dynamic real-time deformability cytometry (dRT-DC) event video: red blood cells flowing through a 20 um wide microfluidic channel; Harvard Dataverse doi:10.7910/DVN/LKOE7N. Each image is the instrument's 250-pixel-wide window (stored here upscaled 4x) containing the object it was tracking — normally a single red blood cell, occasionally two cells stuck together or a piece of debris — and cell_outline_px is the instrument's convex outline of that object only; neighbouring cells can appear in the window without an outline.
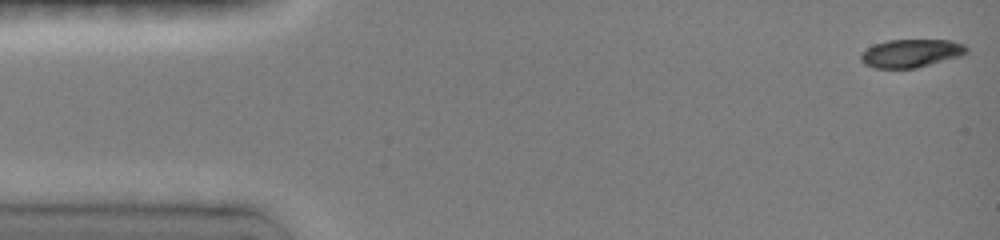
{"species": "common noctule bat (a hibernating species)", "species_latin": "Nyctalus noctula", "temperature_condition": "room temperature", "stored_images_in_passage": 50, "camera_frame_rate_fps": 3000, "um_per_image_px": 0.085, "animal": {"sex": "female", "body_mass_g": 19.0, "forearm_length_mm": 51.5}, "frame": {"image": 1, "passage_image": 1, "time_ms": 0.0, "image_size_px": [1000, 240], "cell_outline_px": [[968, 52], [964, 56], [916, 68], [876, 68], [864, 64], [860, 60], [860, 52], [876, 44], [888, 40], [948, 40], [964, 44], [968, 48]], "centroid_in_image_um": [77.47, 4.53], "position_along_channel_um": 7.5, "area_um2": 17.51}}
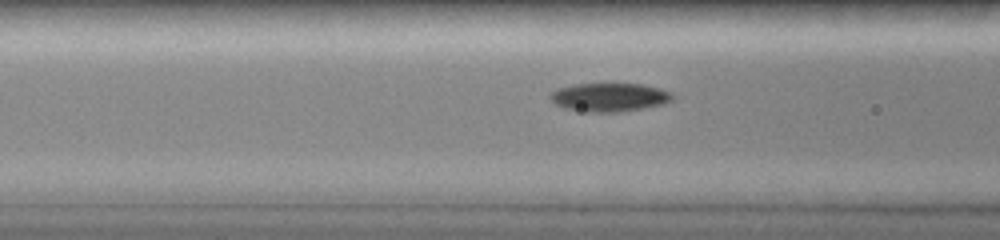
{"frame": {"image": 2, "passage_image": 17, "time_ms": 5.667, "image_size_px": [1000, 240], "cell_outline_px": [[672, 100], [664, 104], [644, 108], [620, 112], [584, 112], [564, 108], [556, 104], [552, 100], [552, 92], [560, 88], [576, 84], [640, 84], [660, 88], [668, 92], [672, 96]], "centroid_in_image_um": [51.82, 8.28], "position_along_channel_um": 114.8, "area_um2": 20.06}}
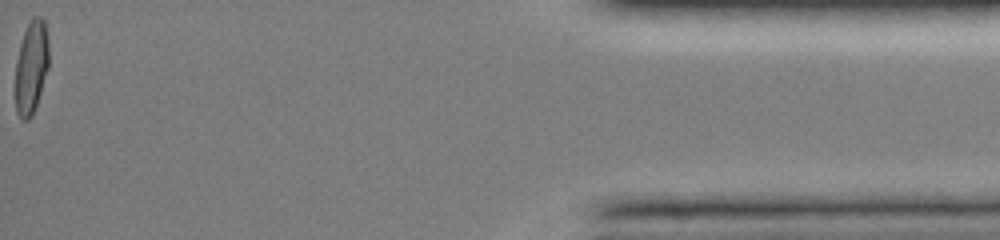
{"frame": {"image": 3, "passage_image": 50, "time_ms": 15.667, "image_size_px": [1000, 240], "cell_outline_px": [[48, 68], [32, 116], [28, 120], [20, 120], [16, 112], [16, 60], [20, 44], [24, 32], [32, 16], [40, 16], [44, 20], [48, 40]], "centroid_in_image_um": [2.65, 5.7], "position_along_channel_um": 432.5, "area_um2": 18.03}, "authors_computed_cell_mechanics": {"area_um2": 18.8717, "velocity_mm_per_s": 4.02, "shape_relaxation_time_tau1_ms": 4.2377, "shape_relaxation_time_tau2_ms": 5.4446, "deformation_change_tau1": 0.2038, "deformation_change_tau2": 0.0582}}